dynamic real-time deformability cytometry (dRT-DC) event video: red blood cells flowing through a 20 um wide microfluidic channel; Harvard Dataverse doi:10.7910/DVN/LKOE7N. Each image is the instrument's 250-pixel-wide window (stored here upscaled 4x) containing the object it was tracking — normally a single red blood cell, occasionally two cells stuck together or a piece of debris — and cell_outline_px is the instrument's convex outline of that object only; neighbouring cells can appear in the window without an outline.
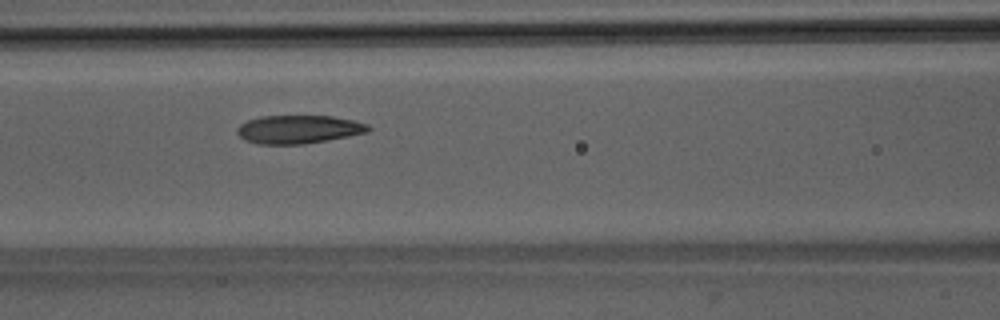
{"species": "Egyptian fruit bat (a non-hibernating species)", "species_latin": "Rousettus aegyptiacus", "temperature_condition": "room temperature", "stored_images_in_passage": 36, "camera_frame_rate_fps": 3000, "um_per_image_px": 0.085, "animal": {"sex": "male"}, "frame": {"image": 1, "passage_image": 16, "time_ms": 5.0, "image_size_px": [1000, 320], "cell_outline_px": [[372, 128], [368, 132], [328, 140], [304, 144], [256, 144], [244, 140], [236, 132], [236, 128], [240, 124], [248, 120], [260, 116], [332, 116], [352, 120], [368, 124]], "centroid_in_image_um": [25.36, 11.0], "position_along_channel_um": 141.2, "area_um2": 21.73}}